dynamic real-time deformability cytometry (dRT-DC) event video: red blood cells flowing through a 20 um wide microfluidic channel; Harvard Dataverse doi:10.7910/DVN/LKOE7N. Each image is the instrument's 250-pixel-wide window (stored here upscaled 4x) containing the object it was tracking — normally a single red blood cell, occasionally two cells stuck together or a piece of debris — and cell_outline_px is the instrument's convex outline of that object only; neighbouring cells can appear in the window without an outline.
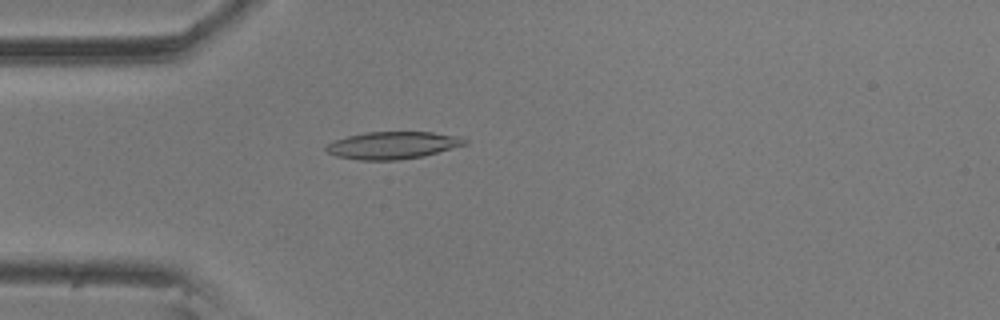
{"species": "common noctule bat (a hibernating species)", "species_latin": "Nyctalus noctula", "temperature_condition": "room temperature", "stored_images_in_passage": 53, "camera_frame_rate_fps": 3000, "um_per_image_px": 0.085, "animal": {"sex": "male", "body_mass_g": 20.5, "forearm_length_mm": 52.5}, "frame": {"image": 1, "passage_image": 12, "time_ms": 3.667, "image_size_px": [1000, 320], "cell_outline_px": [[468, 144], [424, 156], [400, 160], [360, 160], [336, 156], [328, 152], [324, 148], [328, 144], [336, 140], [348, 136], [364, 132], [432, 132], [460, 136], [468, 140]], "centroid_in_image_um": [33.42, 12.35], "position_along_channel_um": 51.6, "area_um2": 22.14}}
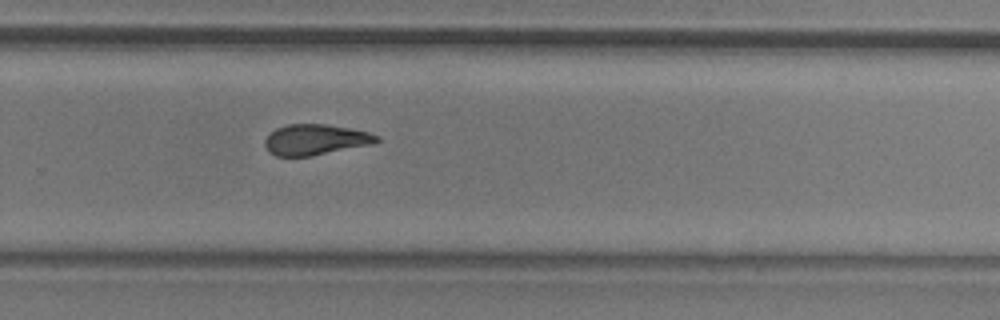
{"frame": {"image": 2, "passage_image": 34, "time_ms": 11.0, "image_size_px": [1000, 320], "cell_outline_px": [[380, 140], [376, 144], [308, 156], [276, 156], [268, 152], [264, 144], [264, 140], [276, 128], [288, 124], [324, 124], [348, 128], [368, 132], [380, 136]], "centroid_in_image_um": [26.83, 11.87], "position_along_channel_um": 303.0, "area_um2": 20.0}}
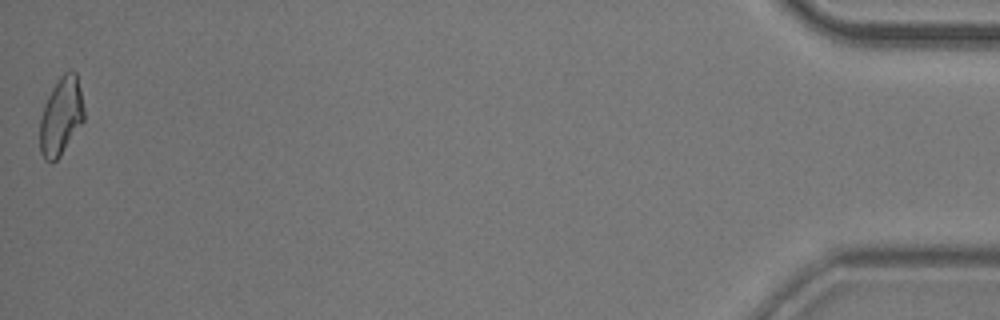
{"frame": {"image": 3, "passage_image": 53, "time_ms": 17.333, "image_size_px": [1000, 320], "cell_outline_px": [[84, 120], [60, 156], [52, 164], [44, 160], [40, 152], [40, 120], [44, 104], [52, 88], [60, 76], [64, 72], [76, 72], [84, 108]], "centroid_in_image_um": [5.17, 9.92], "position_along_channel_um": 430.0, "area_um2": 19.94}, "authors_computed_cell_mechanics": {"area_um2": 20.4612, "velocity_mm_per_s": 3.5299, "shape_relaxation_time_tau1_ms": 6.3718, "shape_relaxation_time_tau2_ms": 3.2496, "deformation_change_tau1": 0.1923, "deformation_change_tau2": 0.1165}}